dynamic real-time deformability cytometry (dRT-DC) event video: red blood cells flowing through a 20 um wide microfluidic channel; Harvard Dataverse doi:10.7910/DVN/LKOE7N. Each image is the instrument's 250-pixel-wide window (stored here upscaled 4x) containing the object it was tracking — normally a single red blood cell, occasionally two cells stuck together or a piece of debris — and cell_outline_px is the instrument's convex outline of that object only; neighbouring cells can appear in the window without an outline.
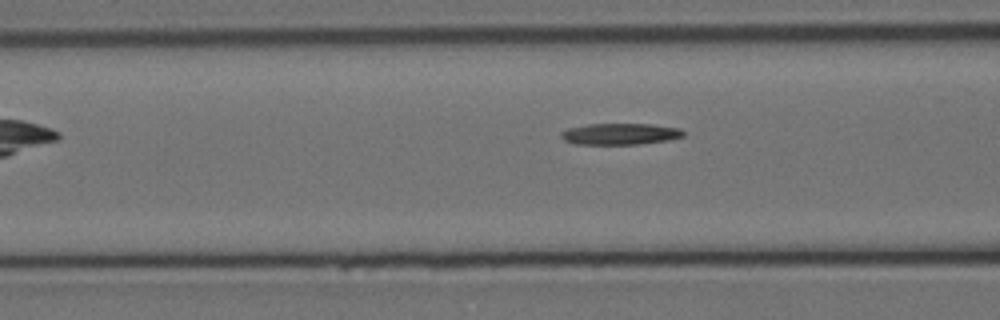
{"species": "Egyptian fruit bat (a non-hibernating species)", "species_latin": "Rousettus aegyptiacus", "temperature_condition": "cold", "stored_images_in_passage": 8, "camera_frame_rate_fps": 3000, "um_per_image_px": 0.085, "animal": {"sex": "female"}, "frame": {"image": 1, "passage_image": 7, "time_ms": 7.667, "image_size_px": [1000, 320], "cell_outline_px": [[684, 136], [668, 140], [636, 144], [576, 144], [564, 140], [560, 136], [560, 132], [568, 128], [588, 124], [652, 124], [680, 128], [684, 132]], "centroid_in_image_um": [52.7, 11.38], "position_along_channel_um": 113.9, "area_um2": 15.2}}
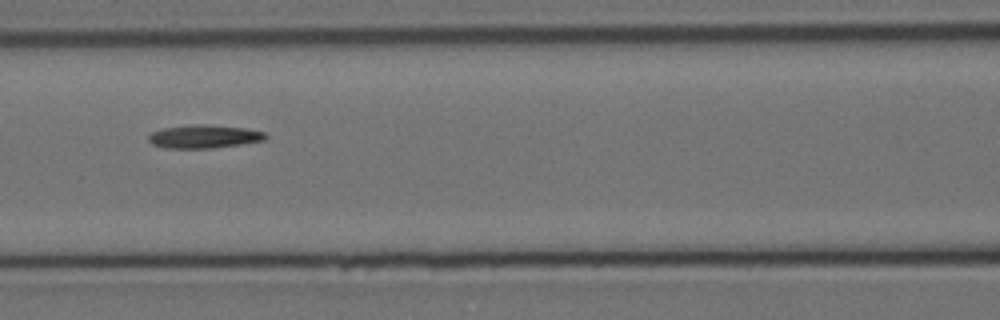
{"frame": {"image": 2, "passage_image": 8, "time_ms": 8.667, "image_size_px": [1000, 320], "cell_outline_px": [[268, 136], [264, 140], [240, 144], [212, 148], [168, 148], [152, 144], [148, 140], [148, 136], [152, 132], [164, 128], [192, 124], [200, 124], [244, 128], [264, 132]], "centroid_in_image_um": [17.33, 11.6], "position_along_channel_um": 149.3, "area_um2": 15.66}}